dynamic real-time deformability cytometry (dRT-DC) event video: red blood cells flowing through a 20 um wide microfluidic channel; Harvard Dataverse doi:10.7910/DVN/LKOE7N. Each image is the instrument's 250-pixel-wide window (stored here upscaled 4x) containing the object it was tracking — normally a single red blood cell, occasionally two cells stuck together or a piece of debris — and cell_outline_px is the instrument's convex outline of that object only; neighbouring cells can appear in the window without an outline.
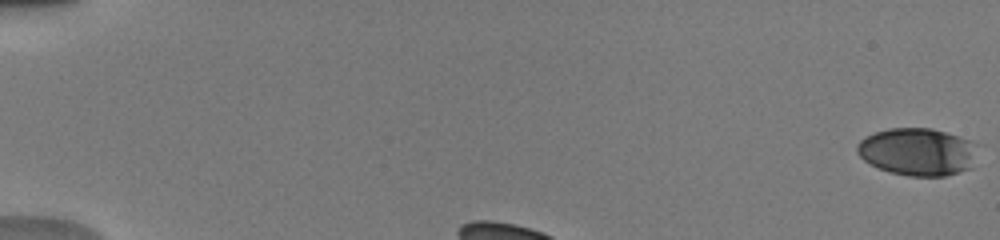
{"species": "human", "species_latin": "Homo sapiens", "temperature_condition": "warm", "stored_images_in_passage": 13, "camera_frame_rate_fps": 3000, "um_per_image_px": 0.085, "donor": {"sex": "male"}, "frame": {"image": 1, "passage_image": 1, "time_ms": 0.0, "image_size_px": [1000, 240], "cell_outline_px": [[980, 144], [972, 168], [944, 176], [908, 176], [892, 172], [880, 168], [864, 160], [856, 152], [856, 144], [864, 136], [888, 128], [932, 128], [972, 140]], "centroid_in_image_um": [78.04, 12.89], "position_along_channel_um": 7.0, "area_um2": 33.81}}
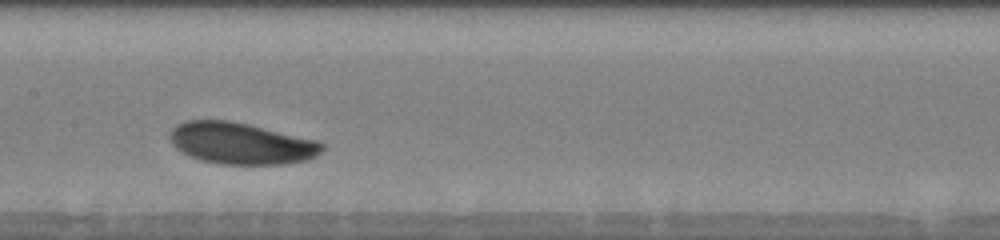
{"frame": {"image": 2, "passage_image": 10, "time_ms": 5.333, "image_size_px": [1000, 240], "cell_outline_px": [[324, 148], [316, 156], [308, 160], [288, 164], [220, 164], [200, 160], [176, 148], [172, 144], [172, 128], [176, 124], [184, 120], [228, 120], [248, 124], [316, 140], [324, 144]], "centroid_in_image_um": [20.52, 12.19], "position_along_channel_um": 186.9, "area_um2": 36.7}}
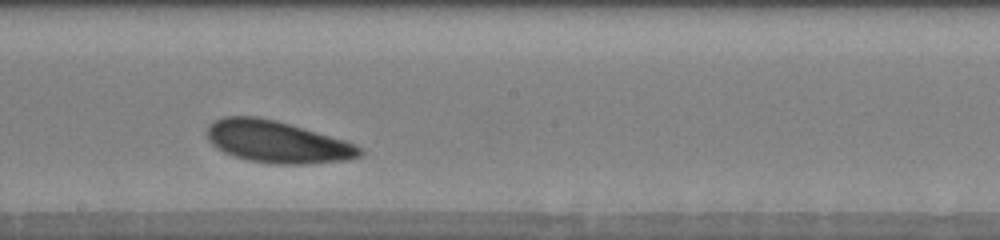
{"frame": {"image": 3, "passage_image": 12, "time_ms": 6.333, "image_size_px": [1000, 240], "cell_outline_px": [[364, 152], [360, 156], [348, 160], [304, 164], [276, 164], [248, 160], [224, 152], [216, 148], [208, 140], [208, 124], [224, 116], [256, 116], [276, 120], [348, 140], [356, 144]], "centroid_in_image_um": [23.6, 12.05], "position_along_channel_um": 224.6, "area_um2": 37.51}}